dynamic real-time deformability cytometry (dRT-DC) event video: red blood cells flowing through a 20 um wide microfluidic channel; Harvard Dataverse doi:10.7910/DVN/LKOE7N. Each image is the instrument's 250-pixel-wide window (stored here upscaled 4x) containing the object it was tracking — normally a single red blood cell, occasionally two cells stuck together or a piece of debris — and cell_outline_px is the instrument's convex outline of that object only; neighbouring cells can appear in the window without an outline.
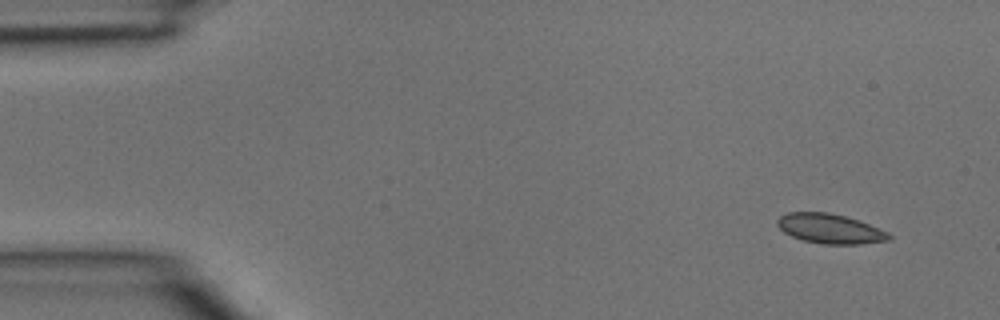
{"species": "common noctule bat (a hibernating species)", "species_latin": "Nyctalus noctula", "temperature_condition": "room temperature", "stored_images_in_passage": 3, "camera_frame_rate_fps": 3000, "um_per_image_px": 0.085, "animal": {"sex": "male", "body_mass_g": 15.6}, "frame": {"image": 1, "passage_image": 1, "time_ms": 0.0, "image_size_px": [1000, 320], "cell_outline_px": [[892, 240], [860, 244], [824, 244], [800, 240], [784, 232], [776, 224], [776, 220], [780, 216], [788, 212], [828, 212], [860, 220], [888, 232], [892, 236]], "centroid_in_image_um": [70.56, 19.44], "position_along_channel_um": 14.4, "area_um2": 19.48}}